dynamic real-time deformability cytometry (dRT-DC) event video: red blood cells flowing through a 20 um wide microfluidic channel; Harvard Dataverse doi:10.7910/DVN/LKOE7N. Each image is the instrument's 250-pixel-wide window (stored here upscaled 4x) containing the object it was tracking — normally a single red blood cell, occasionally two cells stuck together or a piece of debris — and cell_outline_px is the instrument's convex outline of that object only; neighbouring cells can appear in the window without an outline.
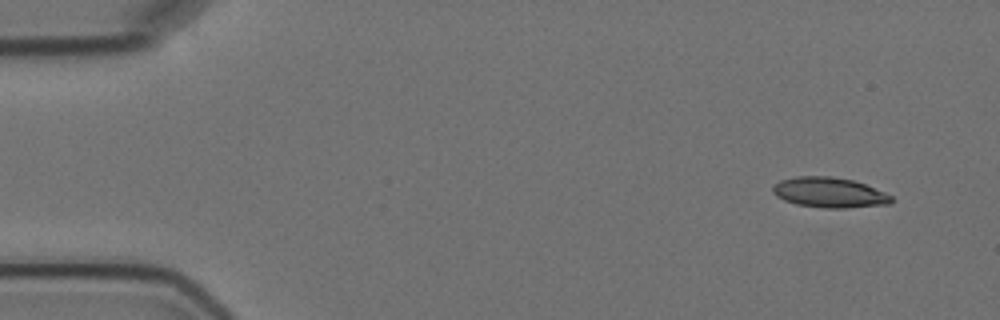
{"species": "Egyptian fruit bat (a non-hibernating species)", "species_latin": "Rousettus aegyptiacus", "temperature_condition": "cold", "stored_images_in_passage": 9, "camera_frame_rate_fps": 3000, "um_per_image_px": 0.085, "animal": {"sex": "female"}, "frame": {"image": 1, "passage_image": 1, "time_ms": 0.0, "image_size_px": [1000, 320], "cell_outline_px": [[892, 204], [848, 208], [824, 208], [796, 204], [784, 200], [776, 196], [772, 192], [772, 184], [780, 180], [796, 176], [832, 176], [852, 180], [864, 184], [884, 192], [892, 196]], "centroid_in_image_um": [70.47, 16.36], "position_along_channel_um": 14.5, "area_um2": 21.04}}
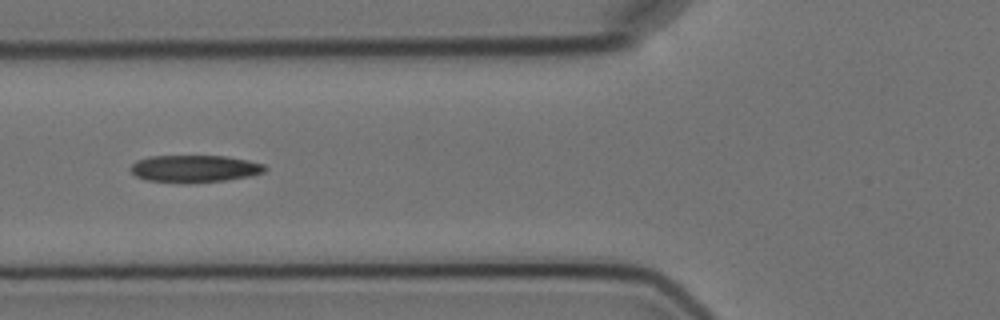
{"frame": {"image": 2, "passage_image": 6, "time_ms": 5.667, "image_size_px": [1000, 320], "cell_outline_px": [[268, 168], [264, 172], [252, 176], [224, 180], [188, 184], [148, 180], [136, 176], [128, 168], [136, 160], [148, 156], [228, 156], [248, 160], [264, 164]], "centroid_in_image_um": [16.54, 14.34], "position_along_channel_um": 109.3, "area_um2": 21.62}}
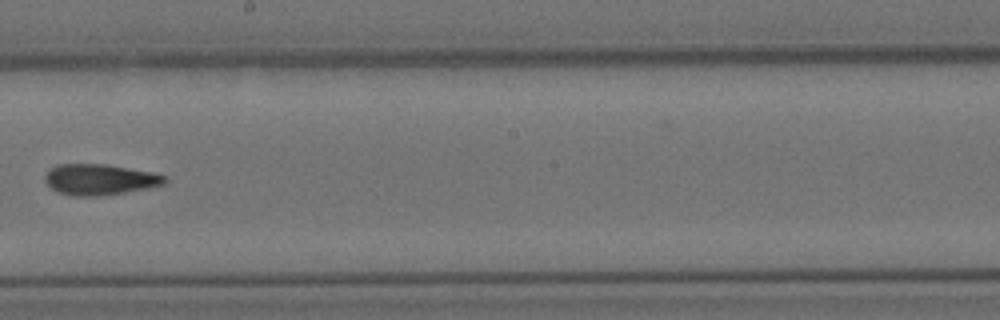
{"frame": {"image": 3, "passage_image": 9, "time_ms": 9.333, "image_size_px": [1000, 320], "cell_outline_px": [[168, 180], [164, 184], [124, 192], [100, 196], [72, 196], [56, 192], [44, 180], [44, 176], [56, 164], [108, 164], [152, 172], [164, 176]], "centroid_in_image_um": [8.44, 15.25], "position_along_channel_um": 239.8, "area_um2": 21.44}}